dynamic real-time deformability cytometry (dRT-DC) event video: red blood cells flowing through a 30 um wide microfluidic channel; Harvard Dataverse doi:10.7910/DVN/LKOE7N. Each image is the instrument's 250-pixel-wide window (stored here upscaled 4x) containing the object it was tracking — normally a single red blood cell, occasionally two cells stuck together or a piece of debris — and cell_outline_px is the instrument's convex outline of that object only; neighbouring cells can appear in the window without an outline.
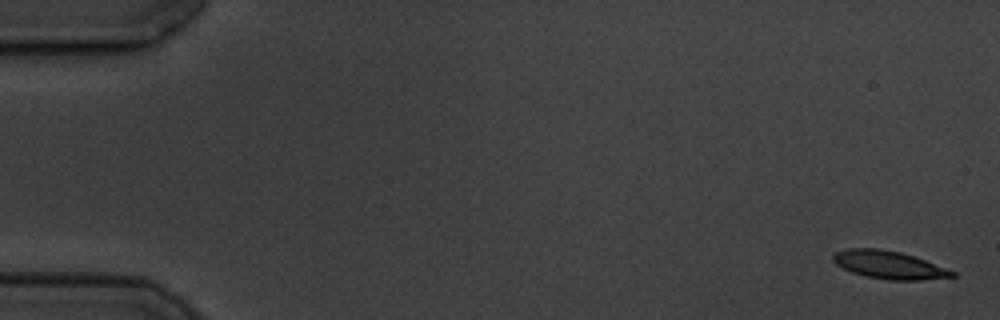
{"species": "common noctule bat (a hibernating species)", "species_latin": "Nyctalus noctula", "temperature_condition": "cold", "stored_images_in_passage": 5, "camera_frame_rate_fps": 3000, "um_per_image_px": 0.085, "animal": {"sex": "male", "body_mass_g": 19.5, "forearm_length_mm": 54.6}, "frame": {"image": 1, "passage_image": 1, "time_ms": 0.0, "image_size_px": [1000, 320], "cell_outline_px": [[956, 276], [920, 280], [888, 280], [864, 276], [852, 272], [836, 264], [832, 260], [832, 256], [836, 252], [848, 248], [880, 248], [900, 252], [924, 260], [956, 272]], "centroid_in_image_um": [75.53, 22.51], "position_along_channel_um": 9.5, "area_um2": 19.19}}
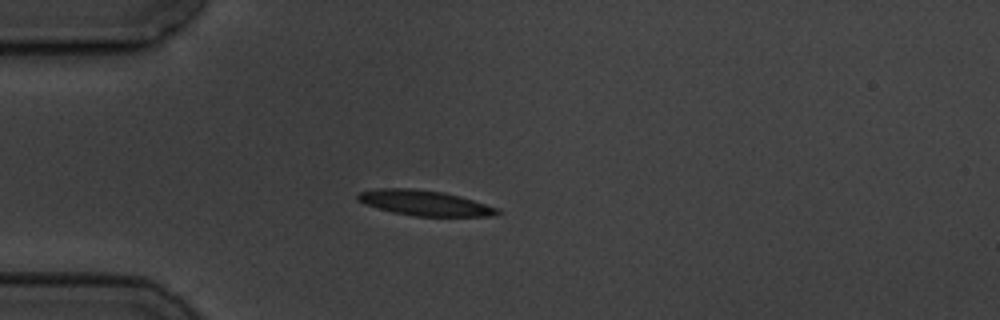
{"frame": {"image": 2, "passage_image": 5, "time_ms": 4.667, "image_size_px": [1000, 320], "cell_outline_px": [[504, 212], [496, 216], [412, 216], [392, 212], [364, 204], [356, 200], [356, 196], [360, 192], [380, 188], [412, 188], [444, 192], [460, 196], [500, 208]], "centroid_in_image_um": [36.14, 17.26], "position_along_channel_um": 48.9, "area_um2": 20.81}}